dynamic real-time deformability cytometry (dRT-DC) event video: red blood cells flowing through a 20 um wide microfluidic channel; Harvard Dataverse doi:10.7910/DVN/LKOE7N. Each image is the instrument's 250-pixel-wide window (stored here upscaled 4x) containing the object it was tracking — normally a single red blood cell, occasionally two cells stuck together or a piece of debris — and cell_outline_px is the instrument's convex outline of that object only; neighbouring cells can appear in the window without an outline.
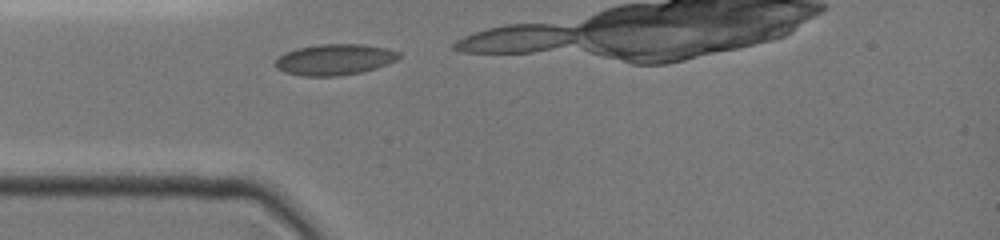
{"species": "common noctule bat (a hibernating species)", "species_latin": "Nyctalus noctula", "temperature_condition": "cold", "stored_images_in_passage": 5, "camera_frame_rate_fps": 3000, "um_per_image_px": 0.085, "animal": {"sex": "female", "body_mass_g": 19.0, "forearm_length_mm": 51.5}, "frame": {"image": 1, "passage_image": 1, "time_ms": 0.0, "image_size_px": [1000, 240], "cell_outline_px": [[400, 56], [396, 60], [376, 68], [360, 72], [336, 76], [304, 76], [284, 72], [276, 68], [276, 60], [284, 52], [296, 48], [320, 44], [364, 44], [388, 48], [400, 52]], "centroid_in_image_um": [28.44, 5.05], "position_along_channel_um": 56.6, "area_um2": 22.31}}